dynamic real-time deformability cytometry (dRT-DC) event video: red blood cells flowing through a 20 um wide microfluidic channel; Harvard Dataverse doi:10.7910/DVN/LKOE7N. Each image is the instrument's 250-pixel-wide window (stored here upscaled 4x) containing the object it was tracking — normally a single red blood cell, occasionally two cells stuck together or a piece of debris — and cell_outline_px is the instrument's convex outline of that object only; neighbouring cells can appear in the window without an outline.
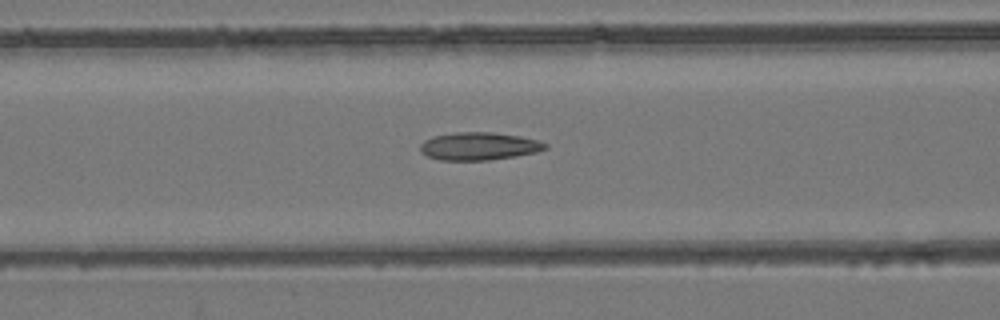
{"species": "common noctule bat (a hibernating species)", "species_latin": "Nyctalus noctula", "temperature_condition": "room temperature", "stored_images_in_passage": 55, "camera_frame_rate_fps": 3000, "um_per_image_px": 0.085, "animal": {"sex": "female", "body_mass_g": 24.6, "forearm_length_mm": 56.2}, "frame": {"image": 1, "passage_image": 23, "time_ms": 7.333, "image_size_px": [1000, 320], "cell_outline_px": [[548, 148], [536, 152], [516, 156], [488, 160], [440, 160], [428, 156], [420, 148], [420, 144], [424, 140], [432, 136], [456, 132], [492, 132], [520, 136], [540, 140], [548, 144]], "centroid_in_image_um": [40.75, 12.42], "position_along_channel_um": 125.9, "area_um2": 20.29}}
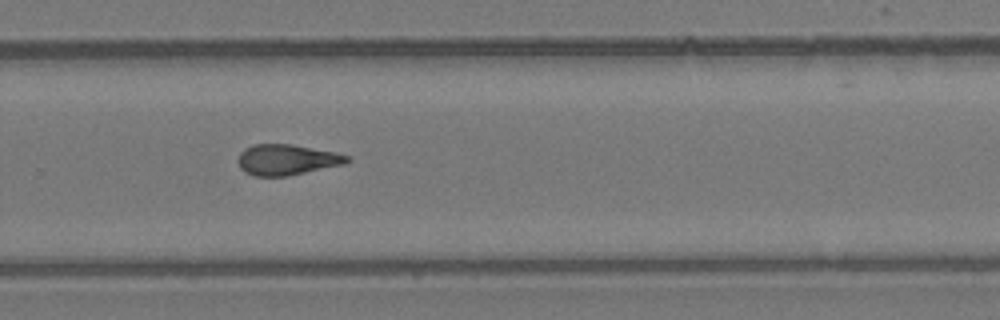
{"frame": {"image": 2, "passage_image": 37, "time_ms": 12.0, "image_size_px": [1000, 320], "cell_outline_px": [[352, 160], [344, 164], [288, 176], [252, 176], [244, 172], [240, 168], [236, 160], [240, 152], [244, 148], [252, 144], [292, 144], [336, 152], [348, 156]], "centroid_in_image_um": [24.34, 13.57], "position_along_channel_um": 305.5, "area_um2": 19.77}}
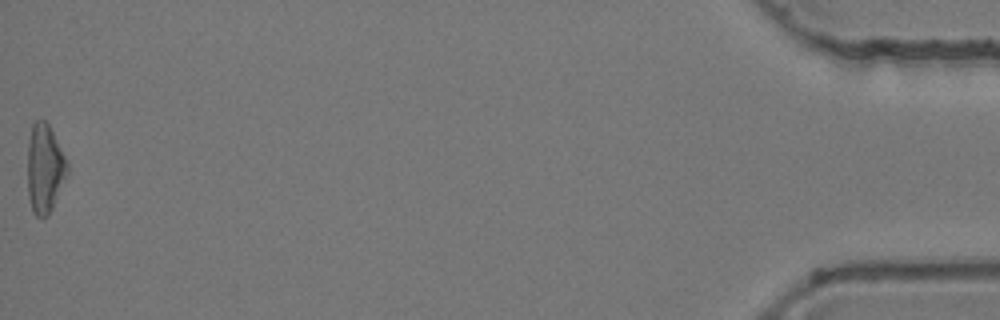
{"frame": {"image": 3, "passage_image": 55, "time_ms": 18.0, "image_size_px": [1000, 320], "cell_outline_px": [[68, 172], [52, 208], [48, 216], [36, 216], [32, 212], [28, 196], [28, 144], [32, 124], [36, 120], [44, 120], [48, 124], [68, 164]], "centroid_in_image_um": [3.78, 14.35], "position_along_channel_um": 431.4, "area_um2": 20.23}, "authors_computed_cell_mechanics": {"area_um2": 19.9988, "velocity_mm_per_s": 3.8559, "shape_relaxation_time_tau1_ms": null, "shape_relaxation_time_tau2_ms": 2.836, "deformation_change_tau1": null, "deformation_change_tau2": 0.1222}}